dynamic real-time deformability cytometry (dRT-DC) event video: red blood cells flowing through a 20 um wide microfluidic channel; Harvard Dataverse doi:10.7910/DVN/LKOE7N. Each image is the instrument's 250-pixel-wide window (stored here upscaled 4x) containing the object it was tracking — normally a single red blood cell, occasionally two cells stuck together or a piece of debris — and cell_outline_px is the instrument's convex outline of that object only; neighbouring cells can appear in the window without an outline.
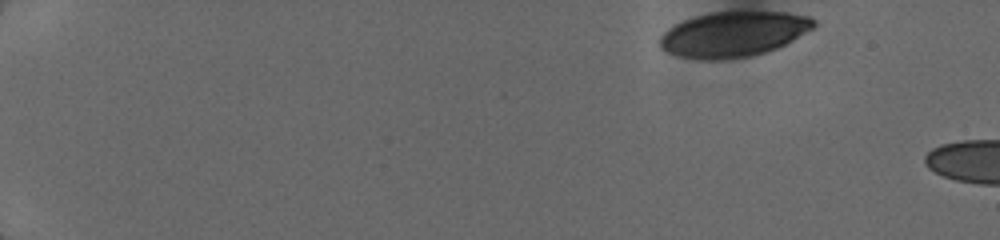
{"species": "human", "species_latin": "Homo sapiens", "temperature_condition": "cold", "stored_images_in_passage": 4, "camera_frame_rate_fps": 3000, "um_per_image_px": 0.085, "donor": {"sex": "female"}, "frame": {"image": 1, "passage_image": 1, "time_ms": 0.0, "image_size_px": [1000, 240], "cell_outline_px": [[816, 28], [768, 52], [752, 56], [716, 60], [708, 60], [680, 56], [668, 52], [660, 48], [660, 36], [668, 28], [684, 20], [708, 12], [784, 12], [812, 16], [816, 20]], "centroid_in_image_um": [62.39, 2.9], "position_along_channel_um": 22.6, "area_um2": 40.63}}